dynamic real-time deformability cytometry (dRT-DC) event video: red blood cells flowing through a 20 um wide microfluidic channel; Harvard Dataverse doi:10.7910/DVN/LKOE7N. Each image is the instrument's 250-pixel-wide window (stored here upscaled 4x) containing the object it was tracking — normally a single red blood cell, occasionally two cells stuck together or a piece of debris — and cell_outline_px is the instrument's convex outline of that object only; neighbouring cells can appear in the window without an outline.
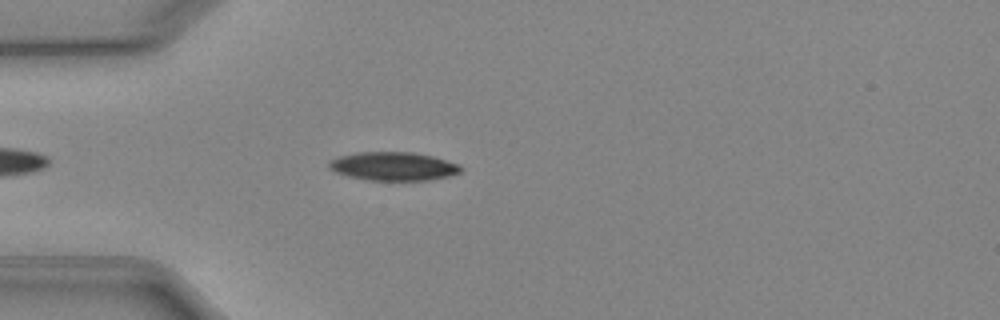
{"species": "Egyptian fruit bat (a non-hibernating species)", "species_latin": "Rousettus aegyptiacus", "temperature_condition": "cold", "stored_images_in_passage": 29, "camera_frame_rate_fps": 3000, "um_per_image_px": 0.085, "animal": {"sex": "female"}, "frame": {"image": 1, "passage_image": 6, "time_ms": 1.667, "image_size_px": [1000, 320], "cell_outline_px": [[464, 168], [460, 172], [448, 176], [428, 180], [368, 180], [348, 176], [336, 172], [328, 168], [328, 164], [332, 160], [340, 156], [356, 152], [412, 152], [432, 156], [460, 164]], "centroid_in_image_um": [33.45, 14.13], "position_along_channel_um": 51.5, "area_um2": 21.85}}
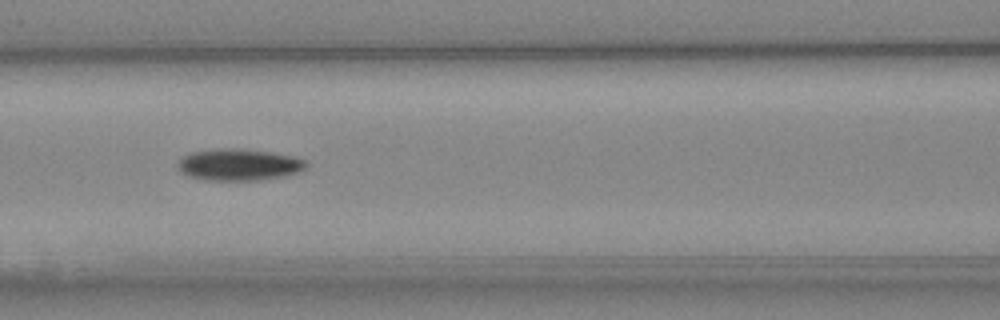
{"frame": {"image": 2, "passage_image": 14, "time_ms": 4.333, "image_size_px": [1000, 320], "cell_outline_px": [[308, 168], [300, 172], [284, 176], [260, 180], [208, 180], [188, 176], [180, 172], [176, 164], [184, 156], [192, 152], [220, 148], [240, 148], [272, 152], [296, 156], [304, 160], [308, 164]], "centroid_in_image_um": [20.35, 13.99], "position_along_channel_um": 146.2, "area_um2": 23.99}}
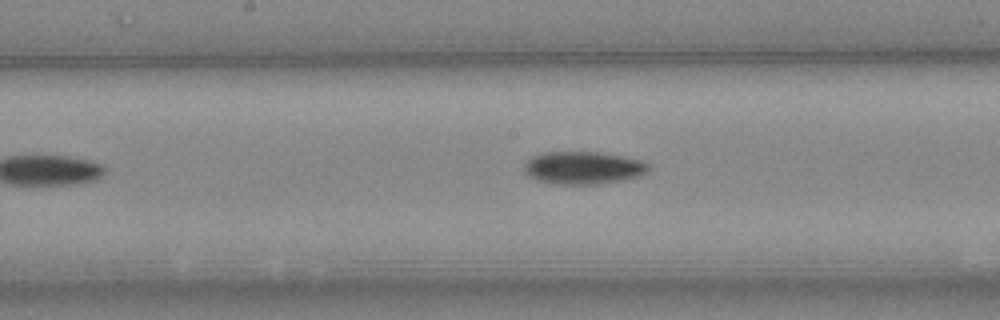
{"frame": {"image": 3, "passage_image": 18, "time_ms": 5.667, "image_size_px": [1000, 320], "cell_outline_px": [[648, 172], [640, 176], [624, 180], [600, 184], [556, 184], [536, 180], [528, 176], [524, 172], [524, 164], [532, 156], [544, 152], [600, 152], [640, 160], [648, 164]], "centroid_in_image_um": [49.55, 14.27], "position_along_channel_um": 198.7, "area_um2": 23.76}}